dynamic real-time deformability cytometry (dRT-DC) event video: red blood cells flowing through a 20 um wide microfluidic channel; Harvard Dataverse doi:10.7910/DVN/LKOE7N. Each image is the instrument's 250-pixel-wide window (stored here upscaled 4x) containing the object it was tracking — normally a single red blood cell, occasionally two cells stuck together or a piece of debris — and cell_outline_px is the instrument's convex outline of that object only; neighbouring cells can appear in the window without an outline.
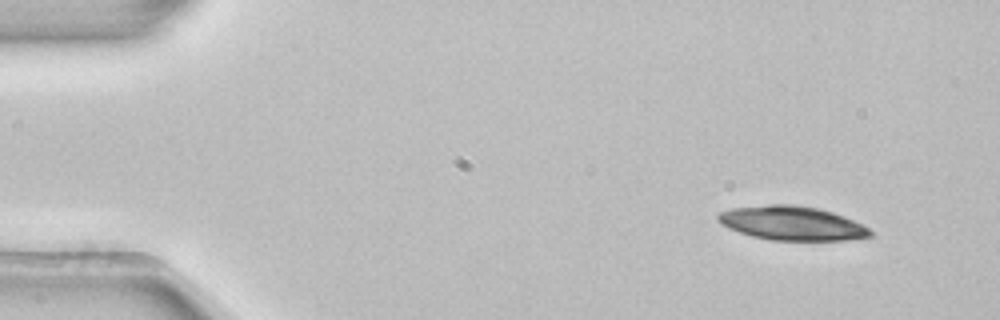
{"species": "common noctule bat (a hibernating species)", "species_latin": "Nyctalus noctula", "temperature_condition": "room temperature", "stored_images_in_passage": 3, "camera_frame_rate_fps": 3000, "um_per_image_px": 0.085, "animal": {"sex": "female", "body_mass_g": 22.7, "forearm_length_mm": 54.2}, "frame": {"image": 1, "passage_image": 1, "time_ms": 0.0, "image_size_px": [1000, 320], "cell_outline_px": [[876, 232], [872, 236], [844, 240], [772, 240], [752, 236], [728, 228], [720, 224], [716, 220], [716, 216], [720, 212], [732, 208], [768, 204], [796, 204], [816, 208], [832, 212], [852, 220]], "centroid_in_image_um": [67.29, 18.97], "position_along_channel_um": 17.7, "area_um2": 30.17}}